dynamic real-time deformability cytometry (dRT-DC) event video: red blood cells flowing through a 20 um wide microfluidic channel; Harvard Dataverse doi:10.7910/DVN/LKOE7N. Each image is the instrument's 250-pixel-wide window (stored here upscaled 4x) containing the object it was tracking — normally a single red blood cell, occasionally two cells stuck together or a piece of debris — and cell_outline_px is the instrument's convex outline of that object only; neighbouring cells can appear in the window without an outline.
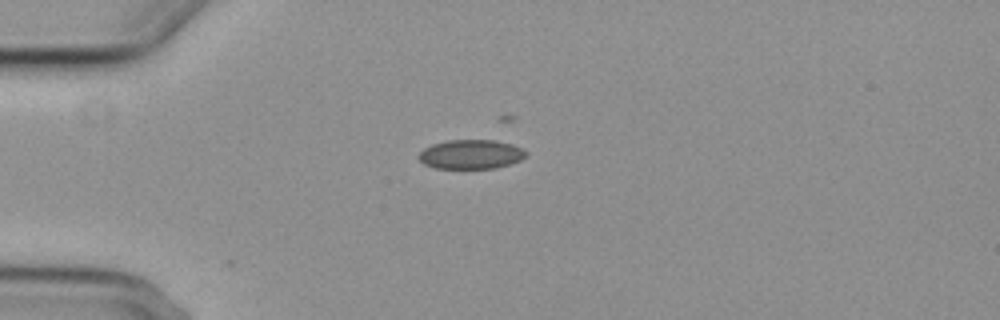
{"species": "common noctule bat (a hibernating species)", "species_latin": "Nyctalus noctula", "temperature_condition": "cold", "stored_images_in_passage": 17, "camera_frame_rate_fps": 3000, "um_per_image_px": 0.085, "animal": {"sex": "female", "body_mass_g": 29.2, "forearm_length_mm": 56.3}, "frame": {"image": 1, "passage_image": 5, "time_ms": 4.667, "image_size_px": [1000, 320], "cell_outline_px": [[528, 156], [520, 160], [496, 168], [436, 168], [424, 164], [416, 156], [424, 148], [432, 144], [448, 140], [496, 140], [512, 144], [528, 152]], "centroid_in_image_um": [40.03, 13.11], "position_along_channel_um": 45.0, "area_um2": 18.32}}
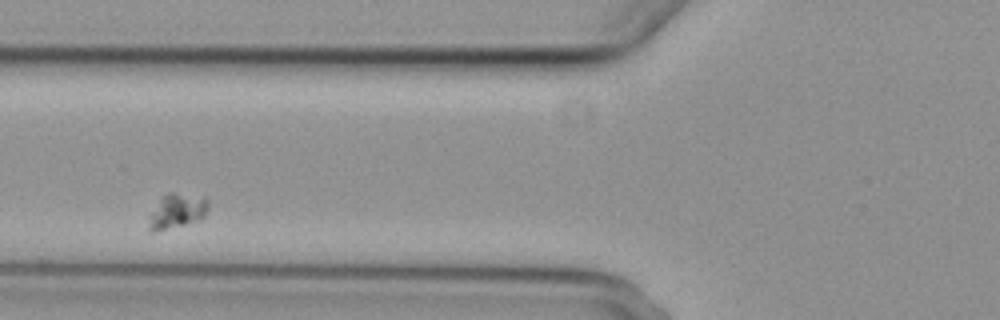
{"frame": {"image": 2, "passage_image": 8, "time_ms": 9.0, "image_size_px": [1000, 320], "cell_outline_px": [[208, 208], [204, 216], [200, 220], [156, 232], [148, 232], [148, 228], [152, 212], [160, 196], [172, 192], [204, 196], [208, 200]], "centroid_in_image_um": [15.05, 17.93], "position_along_channel_um": 110.7, "area_um2": 12.14}}
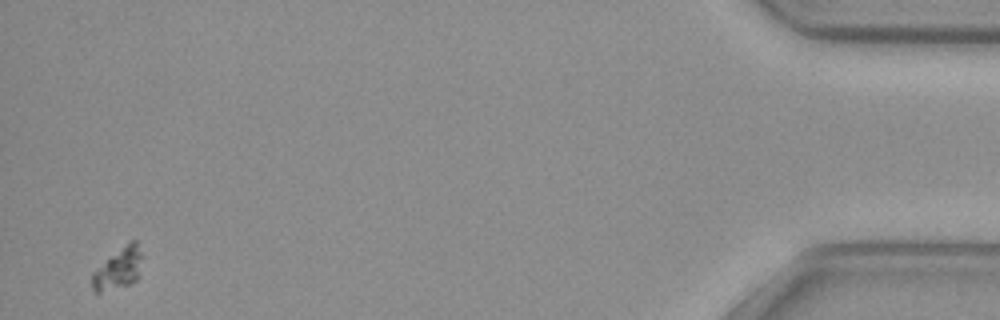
{"frame": {"image": 3, "passage_image": 17, "time_ms": 20.667, "image_size_px": [1000, 320], "cell_outline_px": [[144, 256], [140, 276], [132, 284], [96, 296], [92, 288], [92, 272], [132, 240], [136, 240]], "centroid_in_image_um": [10.1, 22.92], "position_along_channel_um": 425.1, "area_um2": 12.48}}